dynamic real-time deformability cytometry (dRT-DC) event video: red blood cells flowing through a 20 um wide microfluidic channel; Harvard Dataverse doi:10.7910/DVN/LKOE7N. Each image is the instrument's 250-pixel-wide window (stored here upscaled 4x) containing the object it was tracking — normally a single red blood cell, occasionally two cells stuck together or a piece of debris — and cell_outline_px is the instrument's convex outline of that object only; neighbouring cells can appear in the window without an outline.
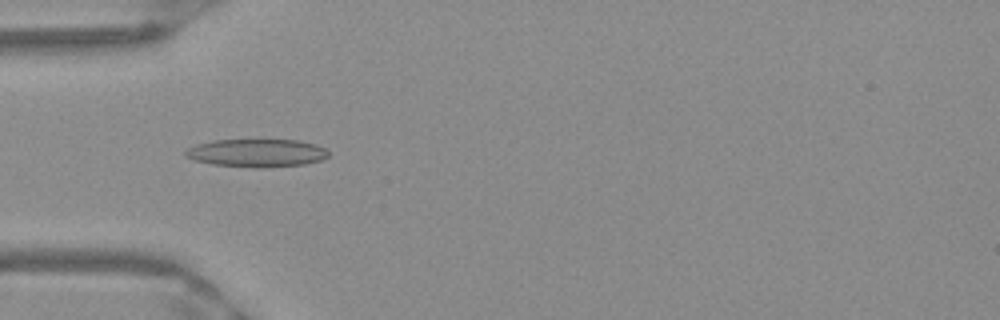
{"species": "Egyptian fruit bat (a non-hibernating species)", "species_latin": "Rousettus aegyptiacus", "temperature_condition": "warm", "stored_images_in_passage": 11, "camera_frame_rate_fps": 3000, "um_per_image_px": 0.085, "frame": {"image": 1, "passage_image": 2, "time_ms": 0.333, "image_size_px": [1000, 320], "cell_outline_px": [[328, 156], [320, 160], [304, 164], [256, 168], [212, 164], [196, 160], [184, 156], [184, 152], [188, 148], [196, 144], [212, 140], [300, 140], [316, 144], [324, 148], [328, 152]], "centroid_in_image_um": [21.8, 12.99], "position_along_channel_um": 63.2, "area_um2": 23.24}}